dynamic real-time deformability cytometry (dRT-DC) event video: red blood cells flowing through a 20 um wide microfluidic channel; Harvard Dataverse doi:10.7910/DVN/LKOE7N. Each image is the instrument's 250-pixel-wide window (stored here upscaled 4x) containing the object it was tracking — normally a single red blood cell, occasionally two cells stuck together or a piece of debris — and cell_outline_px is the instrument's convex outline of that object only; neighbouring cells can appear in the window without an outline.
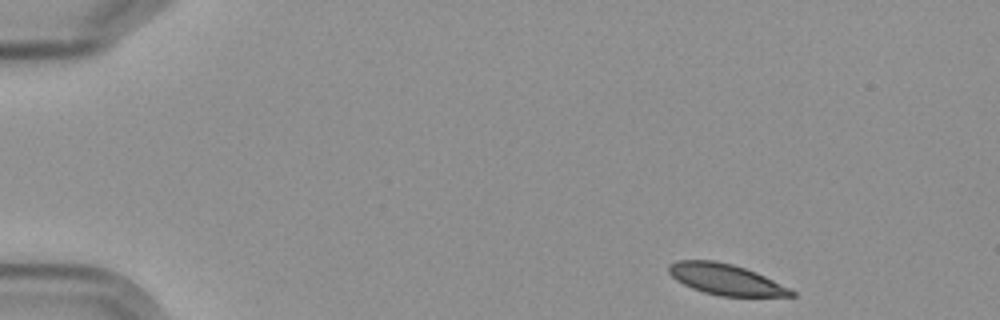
{"species": "Egyptian fruit bat (a non-hibernating species)", "species_latin": "Rousettus aegyptiacus", "temperature_condition": "cold", "stored_images_in_passage": 4, "camera_frame_rate_fps": 3000, "um_per_image_px": 0.085, "frame": {"image": 1, "passage_image": 1, "time_ms": 0.0, "image_size_px": [1000, 320], "cell_outline_px": [[796, 296], [720, 296], [704, 292], [692, 288], [676, 280], [668, 272], [668, 264], [676, 260], [716, 260], [732, 264], [756, 272], [796, 292]], "centroid_in_image_um": [61.64, 23.74], "position_along_channel_um": 23.4, "area_um2": 21.91}}
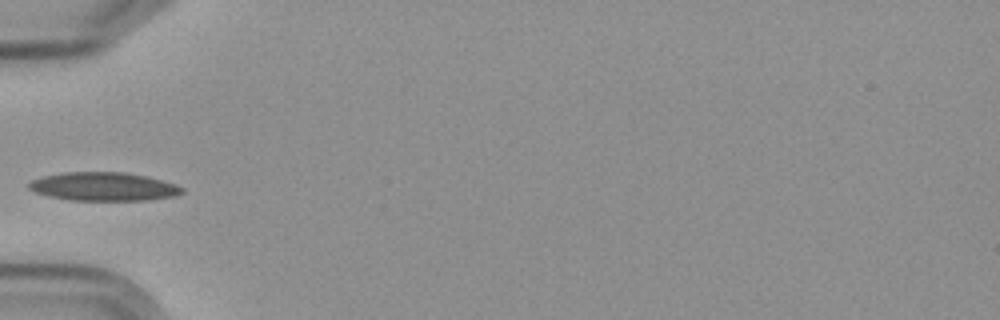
{"frame": {"image": 2, "passage_image": 4, "time_ms": 4.333, "image_size_px": [1000, 320], "cell_outline_px": [[184, 192], [176, 196], [148, 200], [68, 200], [48, 196], [36, 192], [28, 188], [28, 184], [32, 180], [44, 176], [64, 172], [124, 172], [148, 176], [176, 184], [184, 188]], "centroid_in_image_um": [8.84, 15.86], "position_along_channel_um": 76.2, "area_um2": 25.55}}